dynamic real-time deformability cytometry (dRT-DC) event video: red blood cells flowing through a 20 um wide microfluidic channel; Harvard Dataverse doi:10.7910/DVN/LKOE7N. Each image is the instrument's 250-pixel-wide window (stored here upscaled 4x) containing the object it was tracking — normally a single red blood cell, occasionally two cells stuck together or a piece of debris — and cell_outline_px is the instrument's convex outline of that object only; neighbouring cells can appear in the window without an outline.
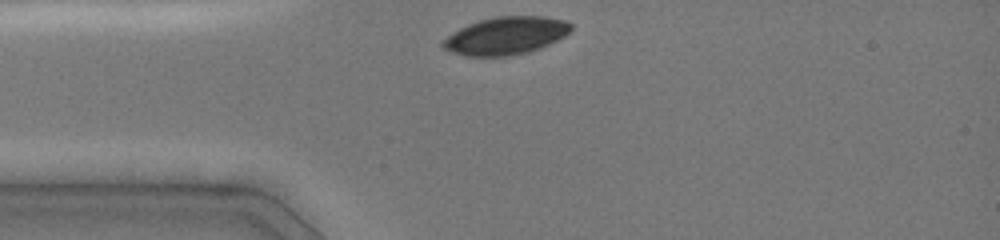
{"species": "common noctule bat (a hibernating species)", "species_latin": "Nyctalus noctula", "temperature_condition": "cold", "stored_images_in_passage": 31, "camera_frame_rate_fps": 3000, "um_per_image_px": 0.085, "animal": {"sex": "female", "body_mass_g": 19.0, "forearm_length_mm": 51.5}, "frame": {"image": 1, "passage_image": 1, "time_ms": 0.0, "image_size_px": [1000, 240], "cell_outline_px": [[572, 28], [564, 36], [540, 48], [528, 52], [508, 56], [464, 56], [452, 52], [444, 48], [440, 44], [452, 32], [468, 24], [480, 20], [500, 16], [544, 16], [564, 20], [572, 24]], "centroid_in_image_um": [42.99, 3.04], "position_along_channel_um": 42.0, "area_um2": 27.98}}
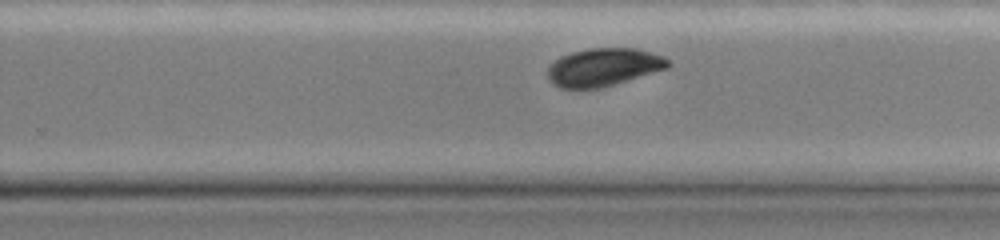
{"frame": {"image": 2, "passage_image": 20, "time_ms": 6.333, "image_size_px": [1000, 240], "cell_outline_px": [[672, 64], [668, 68], [600, 88], [560, 88], [548, 76], [548, 68], [560, 56], [572, 52], [588, 48], [636, 48], [664, 56]], "centroid_in_image_um": [51.34, 5.69], "position_along_channel_um": 278.5, "area_um2": 26.3}}
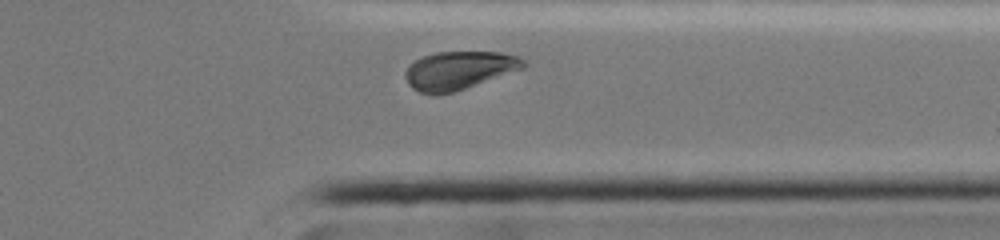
{"frame": {"image": 3, "passage_image": 29, "time_ms": 8.667, "image_size_px": [1000, 240], "cell_outline_px": [[528, 64], [524, 68], [452, 92], [436, 96], [420, 92], [412, 88], [408, 84], [404, 76], [404, 72], [408, 64], [424, 56], [436, 52], [500, 52], [520, 56]], "centroid_in_image_um": [38.99, 5.98], "position_along_channel_um": 372.4, "area_um2": 26.36}, "authors_computed_cell_mechanics": {"area_um2": 27.9752, "velocity_mm_per_s": 3.9655, "shape_relaxation_time_tau1_ms": 2.0015, "shape_relaxation_time_tau2_ms": null, "deformation_change_tau1": 0.0848, "deformation_change_tau2": null}}